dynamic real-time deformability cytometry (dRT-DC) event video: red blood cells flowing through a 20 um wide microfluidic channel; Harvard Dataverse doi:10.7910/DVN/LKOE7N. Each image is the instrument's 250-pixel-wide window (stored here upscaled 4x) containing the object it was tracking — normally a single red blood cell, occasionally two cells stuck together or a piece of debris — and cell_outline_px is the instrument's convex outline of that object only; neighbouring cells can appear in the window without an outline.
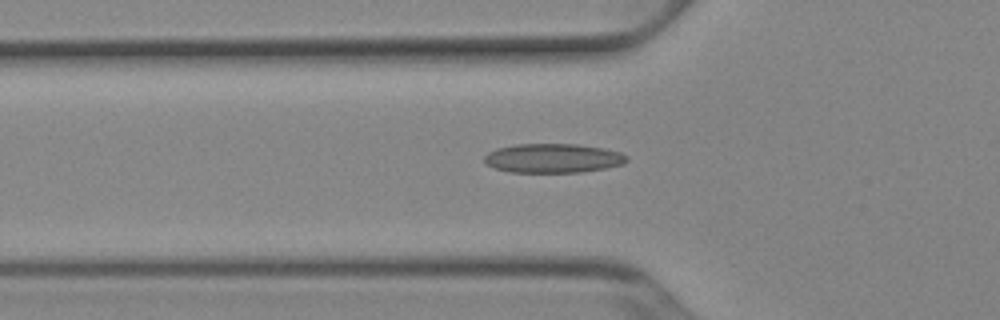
{"species": "Egyptian fruit bat (a non-hibernating species)", "species_latin": "Rousettus aegyptiacus", "temperature_condition": "cold", "stored_images_in_passage": 44, "camera_frame_rate_fps": 3000, "um_per_image_px": 0.085, "animal": {"sex": "female"}, "frame": {"image": 1, "passage_image": 9, "time_ms": 2.667, "image_size_px": [1000, 320], "cell_outline_px": [[628, 160], [624, 164], [604, 168], [580, 172], [508, 172], [496, 168], [488, 164], [484, 160], [484, 156], [488, 152], [496, 148], [516, 144], [576, 144], [604, 148], [620, 152], [628, 156]], "centroid_in_image_um": [47.02, 13.44], "position_along_channel_um": 78.8, "area_um2": 24.22}}
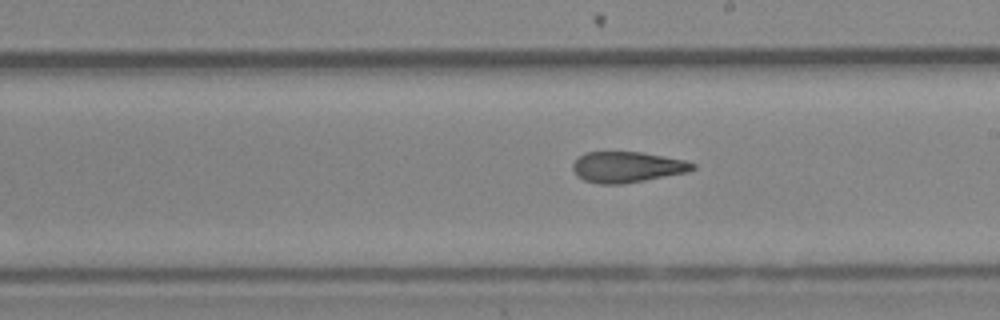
{"frame": {"image": 2, "passage_image": 21, "time_ms": 6.667, "image_size_px": [1000, 320], "cell_outline_px": [[696, 168], [688, 172], [624, 184], [600, 184], [584, 180], [572, 168], [572, 164], [584, 152], [640, 152], [664, 156], [684, 160], [696, 164]], "centroid_in_image_um": [53.33, 14.2], "position_along_channel_um": 235.7, "area_um2": 21.39}}
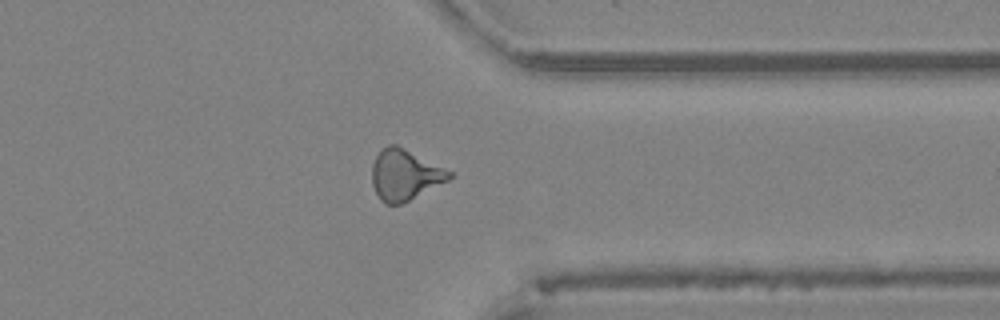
{"frame": {"image": 3, "passage_image": 32, "time_ms": 10.333, "image_size_px": [1000, 320], "cell_outline_px": [[452, 176], [448, 180], [400, 204], [384, 204], [380, 200], [372, 184], [372, 164], [376, 156], [388, 144], [396, 144], [452, 172]], "centroid_in_image_um": [34.37, 14.86], "position_along_channel_um": 377.0, "area_um2": 22.37}, "authors_computed_cell_mechanics": {"area_um2": 22.2819, "velocity_mm_per_s": 3.9259, "shape_relaxation_time_tau1_ms": 10.9965, "shape_relaxation_time_tau2_ms": 3.3034, "deformation_change_tau1": 0.2215, "deformation_change_tau2": 0.1184}}